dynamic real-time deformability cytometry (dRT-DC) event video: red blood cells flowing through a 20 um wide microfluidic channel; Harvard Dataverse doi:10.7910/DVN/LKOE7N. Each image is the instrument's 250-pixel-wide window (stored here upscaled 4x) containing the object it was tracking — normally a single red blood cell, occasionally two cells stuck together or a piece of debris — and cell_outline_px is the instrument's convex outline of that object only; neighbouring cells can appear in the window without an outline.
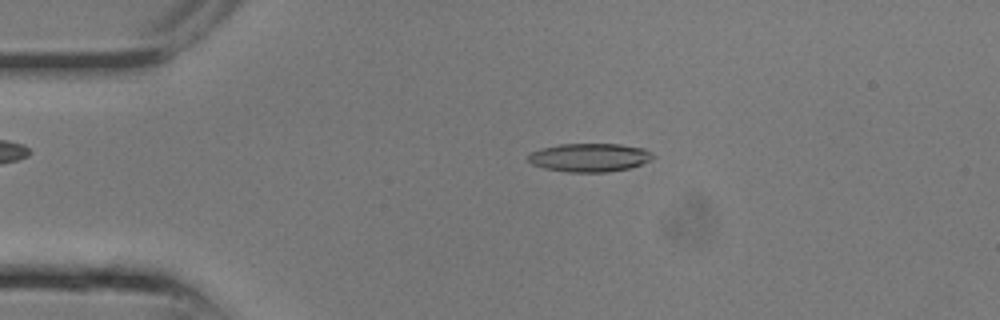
{"species": "common noctule bat (a hibernating species)", "species_latin": "Nyctalus noctula", "temperature_condition": "room temperature", "stored_images_in_passage": 6, "camera_frame_rate_fps": 3000, "um_per_image_px": 0.085, "animal": {"sex": "male", "body_mass_g": 13.3}, "frame": {"image": 1, "passage_image": 4, "time_ms": 1.0, "image_size_px": [1000, 320], "cell_outline_px": [[656, 156], [652, 160], [628, 168], [608, 172], [568, 172], [544, 168], [532, 164], [528, 160], [528, 152], [540, 148], [560, 144], [620, 144], [644, 148], [652, 152]], "centroid_in_image_um": [50.11, 13.38], "position_along_channel_um": 34.9, "area_um2": 20.87}}